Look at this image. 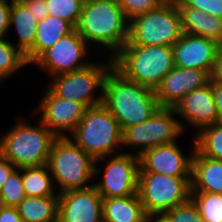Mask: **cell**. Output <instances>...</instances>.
Returning a JSON list of instances; mask_svg holds the SVG:
<instances>
[{
	"instance_id": "6da1fadb",
	"label": "cell",
	"mask_w": 222,
	"mask_h": 222,
	"mask_svg": "<svg viewBox=\"0 0 222 222\" xmlns=\"http://www.w3.org/2000/svg\"><path fill=\"white\" fill-rule=\"evenodd\" d=\"M75 29L93 47V51H105L101 56L110 58L122 49L129 38V20L118 0H85Z\"/></svg>"
},
{
	"instance_id": "7a4b0ae2",
	"label": "cell",
	"mask_w": 222,
	"mask_h": 222,
	"mask_svg": "<svg viewBox=\"0 0 222 222\" xmlns=\"http://www.w3.org/2000/svg\"><path fill=\"white\" fill-rule=\"evenodd\" d=\"M102 104L118 121L121 131L147 121L160 107L154 89L126 79L114 67L104 79Z\"/></svg>"
},
{
	"instance_id": "3957f363",
	"label": "cell",
	"mask_w": 222,
	"mask_h": 222,
	"mask_svg": "<svg viewBox=\"0 0 222 222\" xmlns=\"http://www.w3.org/2000/svg\"><path fill=\"white\" fill-rule=\"evenodd\" d=\"M19 116L14 125L0 137V154L16 168L47 165L57 136L40 120L35 126ZM39 122V123H38Z\"/></svg>"
},
{
	"instance_id": "277c9868",
	"label": "cell",
	"mask_w": 222,
	"mask_h": 222,
	"mask_svg": "<svg viewBox=\"0 0 222 222\" xmlns=\"http://www.w3.org/2000/svg\"><path fill=\"white\" fill-rule=\"evenodd\" d=\"M174 66L171 46L124 45L113 57V67L126 79L154 90Z\"/></svg>"
},
{
	"instance_id": "5b68a950",
	"label": "cell",
	"mask_w": 222,
	"mask_h": 222,
	"mask_svg": "<svg viewBox=\"0 0 222 222\" xmlns=\"http://www.w3.org/2000/svg\"><path fill=\"white\" fill-rule=\"evenodd\" d=\"M94 164L95 160L69 136L55 139L47 162L54 186L59 187L57 193L93 186Z\"/></svg>"
},
{
	"instance_id": "8992f818",
	"label": "cell",
	"mask_w": 222,
	"mask_h": 222,
	"mask_svg": "<svg viewBox=\"0 0 222 222\" xmlns=\"http://www.w3.org/2000/svg\"><path fill=\"white\" fill-rule=\"evenodd\" d=\"M69 137L94 160L123 152L121 128L103 104L88 107Z\"/></svg>"
},
{
	"instance_id": "52a82bcc",
	"label": "cell",
	"mask_w": 222,
	"mask_h": 222,
	"mask_svg": "<svg viewBox=\"0 0 222 222\" xmlns=\"http://www.w3.org/2000/svg\"><path fill=\"white\" fill-rule=\"evenodd\" d=\"M183 33L176 3L163 2L129 20V38L125 45L172 46Z\"/></svg>"
},
{
	"instance_id": "ba28073f",
	"label": "cell",
	"mask_w": 222,
	"mask_h": 222,
	"mask_svg": "<svg viewBox=\"0 0 222 222\" xmlns=\"http://www.w3.org/2000/svg\"><path fill=\"white\" fill-rule=\"evenodd\" d=\"M103 58L102 63L94 60L80 70L48 78L47 88L57 97L77 101L86 108L102 104L104 79L113 67V58Z\"/></svg>"
},
{
	"instance_id": "9c48e42d",
	"label": "cell",
	"mask_w": 222,
	"mask_h": 222,
	"mask_svg": "<svg viewBox=\"0 0 222 222\" xmlns=\"http://www.w3.org/2000/svg\"><path fill=\"white\" fill-rule=\"evenodd\" d=\"M191 176H169L152 172H138V195L149 217L185 203L190 198Z\"/></svg>"
},
{
	"instance_id": "30bf717a",
	"label": "cell",
	"mask_w": 222,
	"mask_h": 222,
	"mask_svg": "<svg viewBox=\"0 0 222 222\" xmlns=\"http://www.w3.org/2000/svg\"><path fill=\"white\" fill-rule=\"evenodd\" d=\"M172 107H159L150 118L122 131V149L140 156L144 151L159 145L172 144L185 135ZM183 135V136H182Z\"/></svg>"
},
{
	"instance_id": "8fae6325",
	"label": "cell",
	"mask_w": 222,
	"mask_h": 222,
	"mask_svg": "<svg viewBox=\"0 0 222 222\" xmlns=\"http://www.w3.org/2000/svg\"><path fill=\"white\" fill-rule=\"evenodd\" d=\"M103 161V166L99 165ZM138 172L139 156L132 153L99 158L94 164V187L103 198L138 194Z\"/></svg>"
},
{
	"instance_id": "7c38bea8",
	"label": "cell",
	"mask_w": 222,
	"mask_h": 222,
	"mask_svg": "<svg viewBox=\"0 0 222 222\" xmlns=\"http://www.w3.org/2000/svg\"><path fill=\"white\" fill-rule=\"evenodd\" d=\"M91 52L93 49L74 29L45 50L31 66H36L35 68L44 71L50 77L58 76L80 70L91 64L94 61L88 57L89 54L93 55Z\"/></svg>"
},
{
	"instance_id": "4fadbf2b",
	"label": "cell",
	"mask_w": 222,
	"mask_h": 222,
	"mask_svg": "<svg viewBox=\"0 0 222 222\" xmlns=\"http://www.w3.org/2000/svg\"><path fill=\"white\" fill-rule=\"evenodd\" d=\"M39 100L30 118L39 119L57 137L69 136L87 109L82 103L57 97L49 88Z\"/></svg>"
},
{
	"instance_id": "5bb4252c",
	"label": "cell",
	"mask_w": 222,
	"mask_h": 222,
	"mask_svg": "<svg viewBox=\"0 0 222 222\" xmlns=\"http://www.w3.org/2000/svg\"><path fill=\"white\" fill-rule=\"evenodd\" d=\"M191 141L192 148L190 147L187 151L189 154H184L178 144L179 141L144 151L139 156V172H152L169 176H191L192 157L195 151L194 136L191 137Z\"/></svg>"
},
{
	"instance_id": "9a60e30c",
	"label": "cell",
	"mask_w": 222,
	"mask_h": 222,
	"mask_svg": "<svg viewBox=\"0 0 222 222\" xmlns=\"http://www.w3.org/2000/svg\"><path fill=\"white\" fill-rule=\"evenodd\" d=\"M174 110L177 118L181 119L179 123L184 133L191 128L195 135L203 127L218 123L211 81L189 92L175 105Z\"/></svg>"
},
{
	"instance_id": "2e32d148",
	"label": "cell",
	"mask_w": 222,
	"mask_h": 222,
	"mask_svg": "<svg viewBox=\"0 0 222 222\" xmlns=\"http://www.w3.org/2000/svg\"><path fill=\"white\" fill-rule=\"evenodd\" d=\"M103 197L93 186L59 193L58 218L61 222H103Z\"/></svg>"
},
{
	"instance_id": "e0dca14e",
	"label": "cell",
	"mask_w": 222,
	"mask_h": 222,
	"mask_svg": "<svg viewBox=\"0 0 222 222\" xmlns=\"http://www.w3.org/2000/svg\"><path fill=\"white\" fill-rule=\"evenodd\" d=\"M171 48L174 65L207 71L211 75L220 44L210 38L183 33Z\"/></svg>"
},
{
	"instance_id": "ac0fdd59",
	"label": "cell",
	"mask_w": 222,
	"mask_h": 222,
	"mask_svg": "<svg viewBox=\"0 0 222 222\" xmlns=\"http://www.w3.org/2000/svg\"><path fill=\"white\" fill-rule=\"evenodd\" d=\"M210 81L211 77L207 71L175 65L155 88V96L160 107L174 108L189 92L208 84Z\"/></svg>"
},
{
	"instance_id": "d6986e66",
	"label": "cell",
	"mask_w": 222,
	"mask_h": 222,
	"mask_svg": "<svg viewBox=\"0 0 222 222\" xmlns=\"http://www.w3.org/2000/svg\"><path fill=\"white\" fill-rule=\"evenodd\" d=\"M191 192L222 194V160L205 157L195 149L192 157Z\"/></svg>"
},
{
	"instance_id": "ffe728a7",
	"label": "cell",
	"mask_w": 222,
	"mask_h": 222,
	"mask_svg": "<svg viewBox=\"0 0 222 222\" xmlns=\"http://www.w3.org/2000/svg\"><path fill=\"white\" fill-rule=\"evenodd\" d=\"M74 29L68 21L56 16L48 15L45 19L39 20L34 47L25 55L28 64L31 65L45 50Z\"/></svg>"
},
{
	"instance_id": "44dd1931",
	"label": "cell",
	"mask_w": 222,
	"mask_h": 222,
	"mask_svg": "<svg viewBox=\"0 0 222 222\" xmlns=\"http://www.w3.org/2000/svg\"><path fill=\"white\" fill-rule=\"evenodd\" d=\"M33 16L31 9L21 0H12L9 30L13 28L15 36L11 37H16V43L12 42L24 55L34 47L38 20Z\"/></svg>"
},
{
	"instance_id": "7402d4cb",
	"label": "cell",
	"mask_w": 222,
	"mask_h": 222,
	"mask_svg": "<svg viewBox=\"0 0 222 222\" xmlns=\"http://www.w3.org/2000/svg\"><path fill=\"white\" fill-rule=\"evenodd\" d=\"M103 222H146L148 215L138 194L103 198Z\"/></svg>"
},
{
	"instance_id": "603a6c76",
	"label": "cell",
	"mask_w": 222,
	"mask_h": 222,
	"mask_svg": "<svg viewBox=\"0 0 222 222\" xmlns=\"http://www.w3.org/2000/svg\"><path fill=\"white\" fill-rule=\"evenodd\" d=\"M184 33L222 42V18L208 15L192 7H177Z\"/></svg>"
},
{
	"instance_id": "cb8c5ba5",
	"label": "cell",
	"mask_w": 222,
	"mask_h": 222,
	"mask_svg": "<svg viewBox=\"0 0 222 222\" xmlns=\"http://www.w3.org/2000/svg\"><path fill=\"white\" fill-rule=\"evenodd\" d=\"M23 222H51L58 218V196H26L17 206Z\"/></svg>"
},
{
	"instance_id": "d4e9b609",
	"label": "cell",
	"mask_w": 222,
	"mask_h": 222,
	"mask_svg": "<svg viewBox=\"0 0 222 222\" xmlns=\"http://www.w3.org/2000/svg\"><path fill=\"white\" fill-rule=\"evenodd\" d=\"M22 182L26 196H59L47 165L22 168Z\"/></svg>"
},
{
	"instance_id": "484cf974",
	"label": "cell",
	"mask_w": 222,
	"mask_h": 222,
	"mask_svg": "<svg viewBox=\"0 0 222 222\" xmlns=\"http://www.w3.org/2000/svg\"><path fill=\"white\" fill-rule=\"evenodd\" d=\"M194 136L195 149L203 156L222 160V123L200 129Z\"/></svg>"
},
{
	"instance_id": "4316f807",
	"label": "cell",
	"mask_w": 222,
	"mask_h": 222,
	"mask_svg": "<svg viewBox=\"0 0 222 222\" xmlns=\"http://www.w3.org/2000/svg\"><path fill=\"white\" fill-rule=\"evenodd\" d=\"M27 66L25 55L13 44L12 39L0 38V79L6 82Z\"/></svg>"
},
{
	"instance_id": "83f0119b",
	"label": "cell",
	"mask_w": 222,
	"mask_h": 222,
	"mask_svg": "<svg viewBox=\"0 0 222 222\" xmlns=\"http://www.w3.org/2000/svg\"><path fill=\"white\" fill-rule=\"evenodd\" d=\"M204 222H222V194L190 192Z\"/></svg>"
},
{
	"instance_id": "f1b7e54d",
	"label": "cell",
	"mask_w": 222,
	"mask_h": 222,
	"mask_svg": "<svg viewBox=\"0 0 222 222\" xmlns=\"http://www.w3.org/2000/svg\"><path fill=\"white\" fill-rule=\"evenodd\" d=\"M85 0H45L49 15L68 21L76 28Z\"/></svg>"
},
{
	"instance_id": "f546056e",
	"label": "cell",
	"mask_w": 222,
	"mask_h": 222,
	"mask_svg": "<svg viewBox=\"0 0 222 222\" xmlns=\"http://www.w3.org/2000/svg\"><path fill=\"white\" fill-rule=\"evenodd\" d=\"M0 197L6 207H17L26 197L22 182V168H16L0 189Z\"/></svg>"
},
{
	"instance_id": "4dcf8cb0",
	"label": "cell",
	"mask_w": 222,
	"mask_h": 222,
	"mask_svg": "<svg viewBox=\"0 0 222 222\" xmlns=\"http://www.w3.org/2000/svg\"><path fill=\"white\" fill-rule=\"evenodd\" d=\"M165 222H204L193 200L189 198L160 216Z\"/></svg>"
},
{
	"instance_id": "1f68e13d",
	"label": "cell",
	"mask_w": 222,
	"mask_h": 222,
	"mask_svg": "<svg viewBox=\"0 0 222 222\" xmlns=\"http://www.w3.org/2000/svg\"><path fill=\"white\" fill-rule=\"evenodd\" d=\"M122 11L128 20L145 14L151 9L157 8L163 0H118Z\"/></svg>"
},
{
	"instance_id": "d6a6232c",
	"label": "cell",
	"mask_w": 222,
	"mask_h": 222,
	"mask_svg": "<svg viewBox=\"0 0 222 222\" xmlns=\"http://www.w3.org/2000/svg\"><path fill=\"white\" fill-rule=\"evenodd\" d=\"M177 7H192L208 15L222 18V0H177Z\"/></svg>"
},
{
	"instance_id": "836d02e7",
	"label": "cell",
	"mask_w": 222,
	"mask_h": 222,
	"mask_svg": "<svg viewBox=\"0 0 222 222\" xmlns=\"http://www.w3.org/2000/svg\"><path fill=\"white\" fill-rule=\"evenodd\" d=\"M12 0H0V38H9Z\"/></svg>"
},
{
	"instance_id": "e575fe53",
	"label": "cell",
	"mask_w": 222,
	"mask_h": 222,
	"mask_svg": "<svg viewBox=\"0 0 222 222\" xmlns=\"http://www.w3.org/2000/svg\"><path fill=\"white\" fill-rule=\"evenodd\" d=\"M29 9H31L33 17L38 21L45 19L49 13L45 0H21Z\"/></svg>"
},
{
	"instance_id": "d590c367",
	"label": "cell",
	"mask_w": 222,
	"mask_h": 222,
	"mask_svg": "<svg viewBox=\"0 0 222 222\" xmlns=\"http://www.w3.org/2000/svg\"><path fill=\"white\" fill-rule=\"evenodd\" d=\"M211 83L222 84V48H219L211 72Z\"/></svg>"
},
{
	"instance_id": "8d00e7d4",
	"label": "cell",
	"mask_w": 222,
	"mask_h": 222,
	"mask_svg": "<svg viewBox=\"0 0 222 222\" xmlns=\"http://www.w3.org/2000/svg\"><path fill=\"white\" fill-rule=\"evenodd\" d=\"M16 169V167L0 154V189L3 187L9 175Z\"/></svg>"
},
{
	"instance_id": "74e56055",
	"label": "cell",
	"mask_w": 222,
	"mask_h": 222,
	"mask_svg": "<svg viewBox=\"0 0 222 222\" xmlns=\"http://www.w3.org/2000/svg\"><path fill=\"white\" fill-rule=\"evenodd\" d=\"M0 222H23L17 207H5L0 214Z\"/></svg>"
},
{
	"instance_id": "f35d334b",
	"label": "cell",
	"mask_w": 222,
	"mask_h": 222,
	"mask_svg": "<svg viewBox=\"0 0 222 222\" xmlns=\"http://www.w3.org/2000/svg\"><path fill=\"white\" fill-rule=\"evenodd\" d=\"M212 92L218 113L219 123H222V84L212 83Z\"/></svg>"
},
{
	"instance_id": "ab89813d",
	"label": "cell",
	"mask_w": 222,
	"mask_h": 222,
	"mask_svg": "<svg viewBox=\"0 0 222 222\" xmlns=\"http://www.w3.org/2000/svg\"><path fill=\"white\" fill-rule=\"evenodd\" d=\"M146 222H165L161 217H148Z\"/></svg>"
},
{
	"instance_id": "60d3db41",
	"label": "cell",
	"mask_w": 222,
	"mask_h": 222,
	"mask_svg": "<svg viewBox=\"0 0 222 222\" xmlns=\"http://www.w3.org/2000/svg\"><path fill=\"white\" fill-rule=\"evenodd\" d=\"M6 205L4 200L0 197V214L2 213V211L5 209Z\"/></svg>"
},
{
	"instance_id": "b9f144b4",
	"label": "cell",
	"mask_w": 222,
	"mask_h": 222,
	"mask_svg": "<svg viewBox=\"0 0 222 222\" xmlns=\"http://www.w3.org/2000/svg\"><path fill=\"white\" fill-rule=\"evenodd\" d=\"M164 2H176L177 0H163Z\"/></svg>"
},
{
	"instance_id": "7bdbcfd3",
	"label": "cell",
	"mask_w": 222,
	"mask_h": 222,
	"mask_svg": "<svg viewBox=\"0 0 222 222\" xmlns=\"http://www.w3.org/2000/svg\"><path fill=\"white\" fill-rule=\"evenodd\" d=\"M51 222H61L59 218H57L56 220L54 221H51Z\"/></svg>"
},
{
	"instance_id": "ee69618b",
	"label": "cell",
	"mask_w": 222,
	"mask_h": 222,
	"mask_svg": "<svg viewBox=\"0 0 222 222\" xmlns=\"http://www.w3.org/2000/svg\"><path fill=\"white\" fill-rule=\"evenodd\" d=\"M2 84H3V81L0 79V86H2Z\"/></svg>"
}]
</instances>
